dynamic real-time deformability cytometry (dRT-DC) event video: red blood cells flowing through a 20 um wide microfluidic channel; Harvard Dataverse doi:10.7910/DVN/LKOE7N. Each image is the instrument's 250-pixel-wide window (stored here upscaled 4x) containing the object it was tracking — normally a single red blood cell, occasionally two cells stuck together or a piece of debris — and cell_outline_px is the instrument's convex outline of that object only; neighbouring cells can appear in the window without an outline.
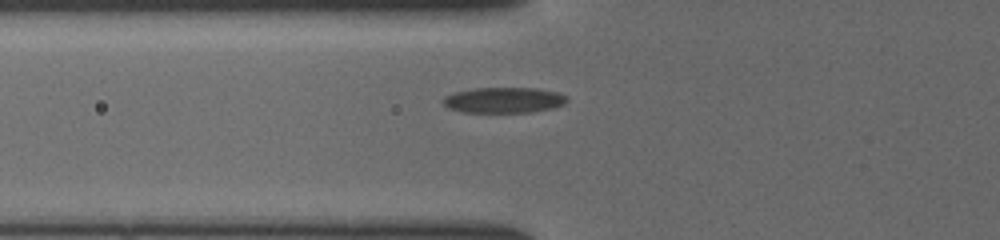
{"species": "common noctule bat (a hibernating species)", "species_latin": "Nyctalus noctula", "temperature_condition": "cold", "stored_images_in_passage": 33, "camera_frame_rate_fps": 3000, "um_per_image_px": 0.085, "animal": {"sex": "female", "body_mass_g": 19.5, "forearm_length_mm": 54.1}, "frame": {"image": 1, "passage_image": 2, "time_ms": 0.333, "image_size_px": [1000, 240], "cell_outline_px": [[568, 100], [564, 104], [552, 108], [532, 112], [464, 112], [448, 108], [444, 104], [444, 96], [456, 92], [476, 88], [536, 88], [556, 92], [568, 96]], "centroid_in_image_um": [42.85, 8.51], "position_along_channel_um": 82.9, "area_um2": 18.38}}
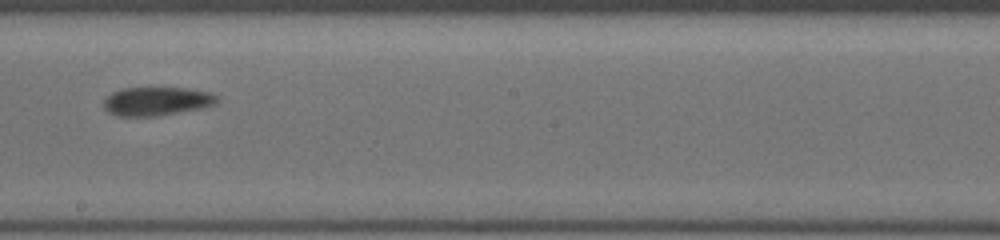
{"frame": {"image": 2, "passage_image": 13, "time_ms": 4.0, "image_size_px": [1000, 240], "cell_outline_px": [[216, 104], [200, 108], [156, 116], [120, 116], [108, 112], [104, 108], [104, 100], [112, 92], [120, 88], [184, 88], [208, 92], [216, 96]], "centroid_in_image_um": [13.27, 8.6], "position_along_channel_um": 234.9, "area_um2": 18.61}}
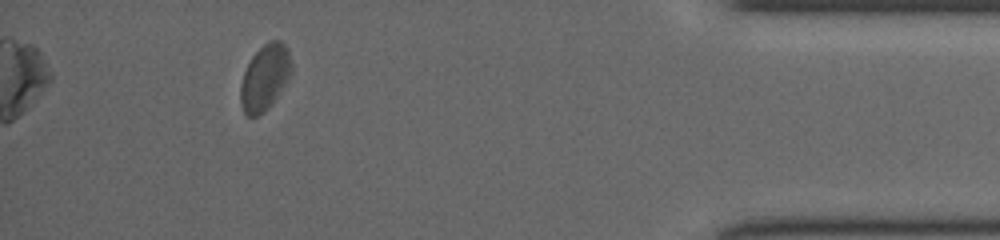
{"frame": {"image": 3, "passage_image": 29, "time_ms": 9.333, "image_size_px": [1000, 240], "cell_outline_px": [[292, 72], [268, 108], [264, 112], [256, 116], [248, 116], [244, 112], [240, 104], [240, 84], [244, 72], [252, 56], [268, 40], [280, 40], [288, 48], [292, 64]], "centroid_in_image_um": [22.5, 6.56], "position_along_channel_um": 412.7, "area_um2": 19.36}}